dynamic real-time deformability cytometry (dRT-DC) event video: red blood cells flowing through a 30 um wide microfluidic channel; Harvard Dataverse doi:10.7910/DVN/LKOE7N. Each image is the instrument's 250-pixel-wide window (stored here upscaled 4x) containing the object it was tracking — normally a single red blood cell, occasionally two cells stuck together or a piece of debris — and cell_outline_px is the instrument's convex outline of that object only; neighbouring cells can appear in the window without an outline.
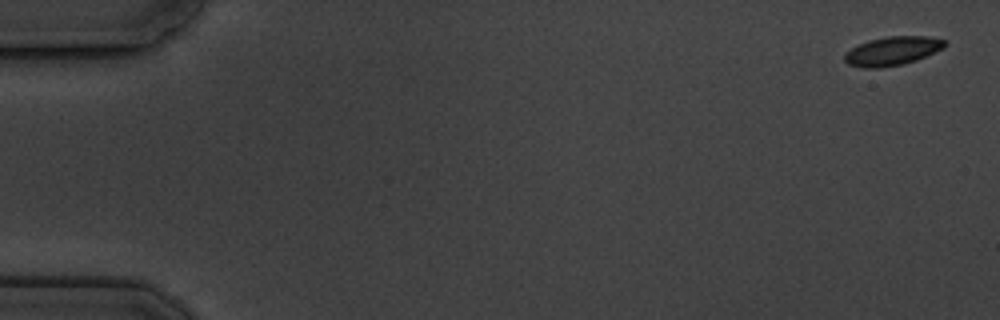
{"species": "common noctule bat (a hibernating species)", "species_latin": "Nyctalus noctula", "temperature_condition": "cold", "stored_images_in_passage": 6, "camera_frame_rate_fps": 3000, "um_per_image_px": 0.085, "animal": {"sex": "male", "body_mass_g": 19.5, "forearm_length_mm": 54.6}, "frame": {"image": 1, "passage_image": 1, "time_ms": 0.0, "image_size_px": [1000, 320], "cell_outline_px": [[948, 44], [944, 48], [916, 60], [904, 64], [880, 68], [860, 68], [848, 64], [844, 60], [844, 52], [868, 40], [888, 36], [928, 36], [948, 40]], "centroid_in_image_um": [75.87, 4.33], "position_along_channel_um": 9.1, "area_um2": 17.05}}
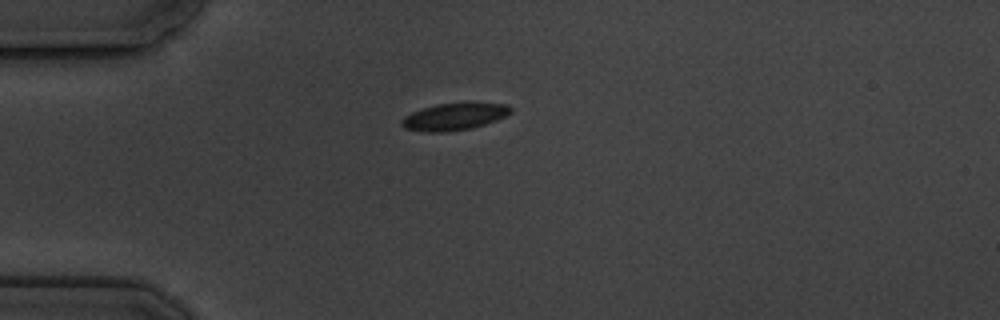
{"frame": {"image": 2, "passage_image": 5, "time_ms": 4.667, "image_size_px": [1000, 320], "cell_outline_px": [[512, 112], [496, 120], [472, 128], [448, 132], [424, 132], [404, 128], [400, 124], [400, 120], [404, 116], [412, 112], [436, 104], [464, 100], [508, 104], [512, 108]], "centroid_in_image_um": [38.63, 9.87], "position_along_channel_um": 46.4, "area_um2": 17.92}}